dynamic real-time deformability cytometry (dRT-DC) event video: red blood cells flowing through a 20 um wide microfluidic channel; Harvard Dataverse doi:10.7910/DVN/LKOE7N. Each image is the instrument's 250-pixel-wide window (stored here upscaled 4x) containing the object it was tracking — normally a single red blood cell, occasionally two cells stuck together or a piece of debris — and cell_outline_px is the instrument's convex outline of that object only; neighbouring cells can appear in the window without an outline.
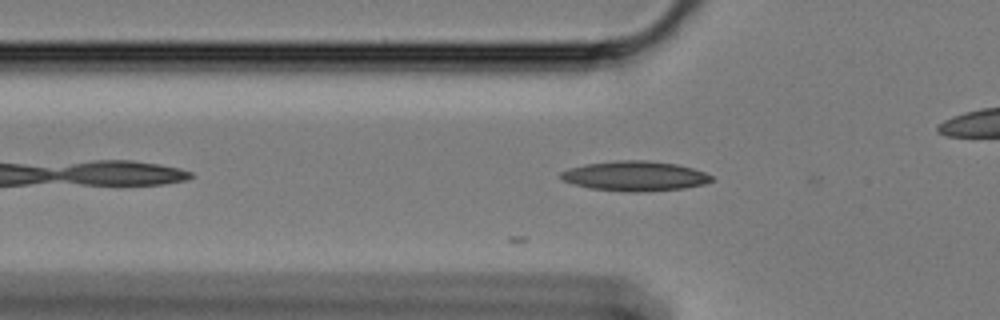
{"species": "Egyptian fruit bat (a non-hibernating species)", "species_latin": "Rousettus aegyptiacus", "temperature_condition": "cold", "stored_images_in_passage": 4, "camera_frame_rate_fps": 3000, "um_per_image_px": 0.085, "animal": {"sex": "female"}, "frame": {"image": 1, "passage_image": 4, "time_ms": 1.0, "image_size_px": [1000, 320], "cell_outline_px": [[712, 180], [704, 184], [684, 188], [644, 192], [628, 192], [588, 188], [572, 184], [560, 180], [560, 172], [568, 168], [588, 164], [620, 160], [644, 160], [676, 164], [692, 168], [704, 172], [712, 176]], "centroid_in_image_um": [53.92, 14.97], "position_along_channel_um": 71.9, "area_um2": 26.24}}